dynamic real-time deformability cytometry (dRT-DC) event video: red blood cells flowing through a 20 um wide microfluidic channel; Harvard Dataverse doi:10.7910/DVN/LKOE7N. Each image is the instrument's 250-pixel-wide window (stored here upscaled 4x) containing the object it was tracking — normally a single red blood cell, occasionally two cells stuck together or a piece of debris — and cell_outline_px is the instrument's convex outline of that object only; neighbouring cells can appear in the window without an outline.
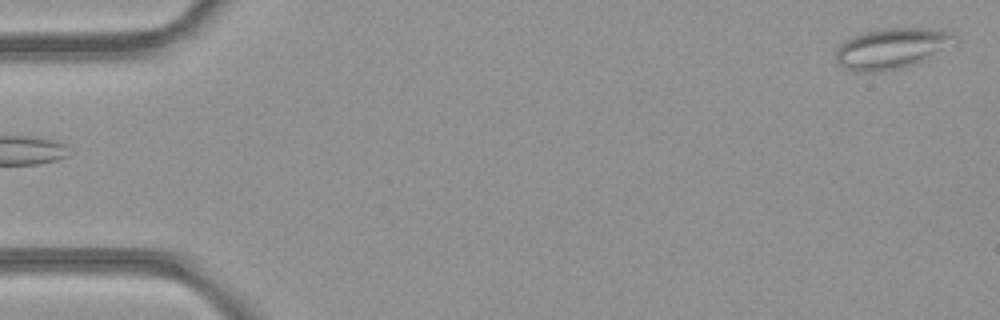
{"species": "common noctule bat (a hibernating species)", "species_latin": "Nyctalus noctula", "temperature_condition": "room temperature", "stored_images_in_passage": 49, "camera_frame_rate_fps": 3000, "um_per_image_px": 0.085, "animal": {"sex": "female", "body_mass_g": 21.9}, "frame": {"image": 1, "passage_image": 1, "time_ms": 0.0, "image_size_px": [1000, 320], "cell_outline_px": [[956, 40], [916, 64], [904, 68], [872, 72], [860, 72], [844, 68], [836, 60], [836, 48], [844, 40], [860, 32], [880, 28], [944, 28], [952, 32], [956, 36]], "centroid_in_image_um": [75.75, 4.09], "position_along_channel_um": 9.3, "area_um2": 28.26}}
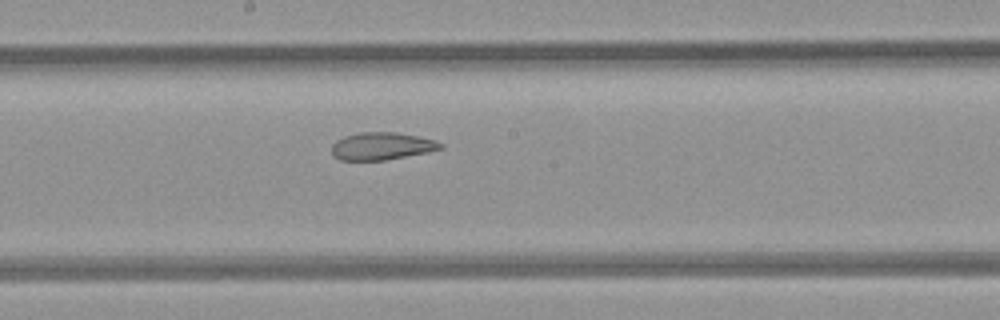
{"frame": {"image": 2, "passage_image": 26, "time_ms": 8.333, "image_size_px": [1000, 320], "cell_outline_px": [[444, 148], [428, 152], [384, 160], [340, 160], [332, 156], [332, 144], [336, 140], [344, 136], [360, 132], [396, 132], [436, 140], [444, 144]], "centroid_in_image_um": [32.44, 12.42], "position_along_channel_um": 215.8, "area_um2": 17.51}}
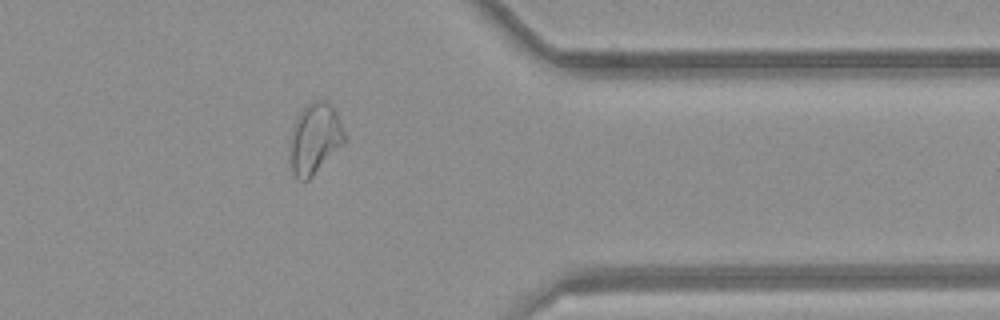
{"frame": {"image": 3, "passage_image": 39, "time_ms": 12.667, "image_size_px": [1000, 320], "cell_outline_px": [[344, 144], [308, 180], [296, 180], [292, 172], [288, 144], [292, 128], [300, 112], [308, 104], [316, 100], [328, 100], [336, 108], [344, 132]], "centroid_in_image_um": [26.75, 11.78], "position_along_channel_um": 384.7, "area_um2": 22.77}, "authors_computed_cell_mechanics": {"area_um2": 24.7962, "velocity_mm_per_s": 4.2436, "shape_relaxation_time_tau1_ms": null, "shape_relaxation_time_tau2_ms": 2.649, "deformation_change_tau1": null, "deformation_change_tau2": 0.0886}}